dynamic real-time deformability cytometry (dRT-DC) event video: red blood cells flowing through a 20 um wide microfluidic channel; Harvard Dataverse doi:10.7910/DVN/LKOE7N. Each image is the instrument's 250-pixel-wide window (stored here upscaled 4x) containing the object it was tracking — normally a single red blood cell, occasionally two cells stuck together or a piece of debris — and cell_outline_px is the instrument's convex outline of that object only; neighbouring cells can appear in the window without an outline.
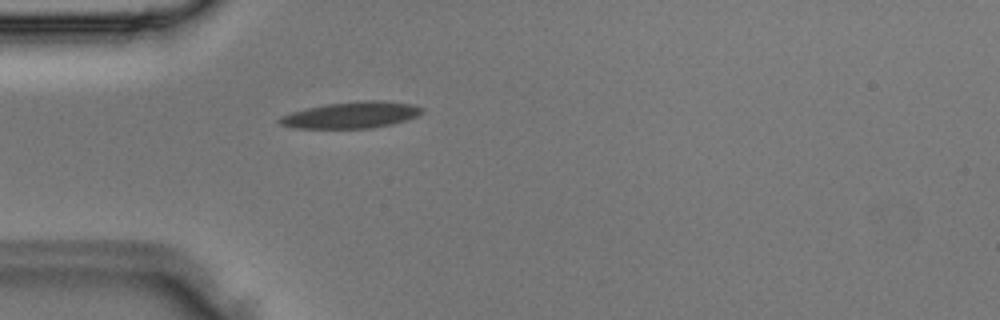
{"species": "Egyptian fruit bat (a non-hibernating species)", "species_latin": "Rousettus aegyptiacus", "temperature_condition": "room temperature", "stored_images_in_passage": 4, "camera_frame_rate_fps": 3000, "um_per_image_px": 0.085, "animal": {"sex": "male"}, "frame": {"image": 1, "passage_image": 4, "time_ms": 1.0, "image_size_px": [1000, 320], "cell_outline_px": [[424, 112], [416, 116], [392, 124], [372, 128], [292, 128], [280, 124], [276, 120], [280, 116], [292, 112], [308, 108], [328, 104], [364, 100], [380, 100], [412, 104], [424, 108]], "centroid_in_image_um": [29.86, 9.78], "position_along_channel_um": 55.1, "area_um2": 21.85}}